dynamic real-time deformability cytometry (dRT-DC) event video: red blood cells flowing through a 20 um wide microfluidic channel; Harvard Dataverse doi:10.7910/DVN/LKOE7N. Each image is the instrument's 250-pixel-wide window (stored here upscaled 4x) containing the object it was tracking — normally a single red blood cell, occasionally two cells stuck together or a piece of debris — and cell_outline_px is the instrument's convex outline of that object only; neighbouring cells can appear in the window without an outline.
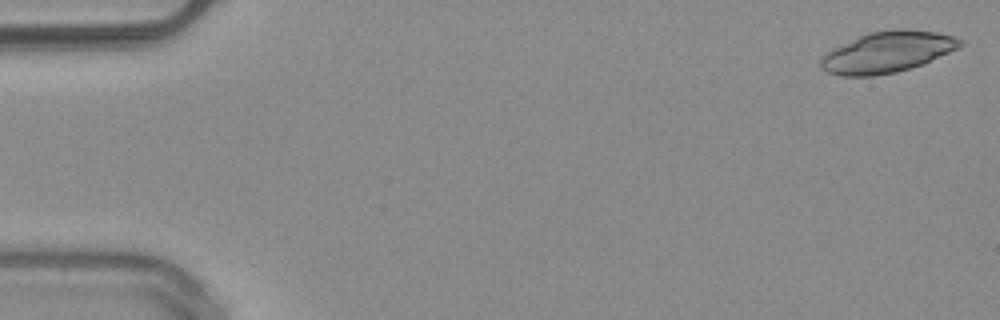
{"species": "common noctule bat (a hibernating species)", "species_latin": "Nyctalus noctula", "temperature_condition": "warm", "stored_images_in_passage": 15, "camera_frame_rate_fps": 3000, "um_per_image_px": 0.085, "animal": {"sex": "male", "body_mass_g": 20.4}, "frame": {"image": 1, "passage_image": 1, "time_ms": 0.0, "image_size_px": [1000, 320], "cell_outline_px": [[964, 44], [924, 64], [896, 72], [872, 76], [840, 76], [828, 72], [820, 68], [820, 60], [832, 48], [868, 32], [896, 28], [904, 28], [936, 32], [952, 36], [964, 40]], "centroid_in_image_um": [75.42, 4.42], "position_along_channel_um": 9.6, "area_um2": 33.29}}